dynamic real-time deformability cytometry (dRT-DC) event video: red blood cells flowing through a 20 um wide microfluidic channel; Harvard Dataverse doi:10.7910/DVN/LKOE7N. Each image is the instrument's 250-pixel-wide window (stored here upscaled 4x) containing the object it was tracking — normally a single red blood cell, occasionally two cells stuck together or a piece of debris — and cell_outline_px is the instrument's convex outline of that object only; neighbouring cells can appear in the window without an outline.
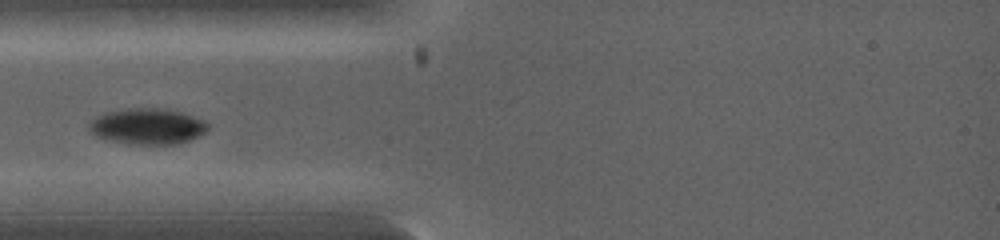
{"species": "common noctule bat (a hibernating species)", "species_latin": "Nyctalus noctula", "temperature_condition": "warm", "stored_images_in_passage": 5, "camera_frame_rate_fps": 5000, "um_per_image_px": 0.085, "animal": {"sex": "female", "body_mass_g": 19.0, "forearm_length_mm": 53.3}, "frame": {"image": 1, "passage_image": 2, "time_ms": 0.4, "image_size_px": [1000, 240], "cell_outline_px": [[208, 128], [200, 136], [180, 144], [128, 144], [96, 136], [88, 132], [88, 124], [96, 116], [104, 112], [124, 108], [164, 108], [180, 112], [204, 120], [208, 124]], "centroid_in_image_um": [12.51, 10.73], "position_along_channel_um": 72.5, "area_um2": 25.09}}
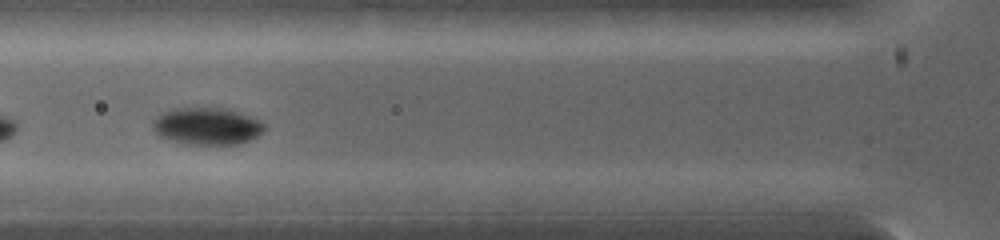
{"frame": {"image": 2, "passage_image": 3, "time_ms": 1.0, "image_size_px": [1000, 240], "cell_outline_px": [[264, 128], [256, 136], [240, 144], [188, 144], [160, 136], [152, 128], [152, 120], [160, 112], [172, 108], [208, 104], [232, 108], [260, 120], [264, 124]], "centroid_in_image_um": [17.57, 10.64], "position_along_channel_um": 108.2, "area_um2": 25.09}}
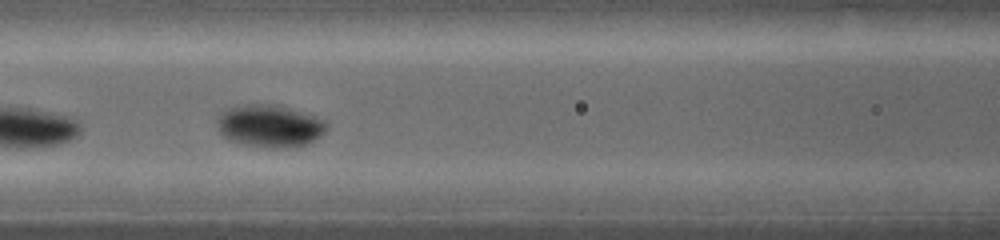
{"frame": {"image": 3, "passage_image": 4, "time_ms": 1.6, "image_size_px": [1000, 240], "cell_outline_px": [[328, 128], [320, 136], [304, 144], [276, 148], [248, 144], [232, 140], [224, 136], [220, 132], [216, 124], [216, 120], [220, 112], [228, 108], [248, 104], [280, 104], [316, 116], [324, 120], [328, 124]], "centroid_in_image_um": [22.93, 10.66], "position_along_channel_um": 143.7, "area_um2": 26.82}}